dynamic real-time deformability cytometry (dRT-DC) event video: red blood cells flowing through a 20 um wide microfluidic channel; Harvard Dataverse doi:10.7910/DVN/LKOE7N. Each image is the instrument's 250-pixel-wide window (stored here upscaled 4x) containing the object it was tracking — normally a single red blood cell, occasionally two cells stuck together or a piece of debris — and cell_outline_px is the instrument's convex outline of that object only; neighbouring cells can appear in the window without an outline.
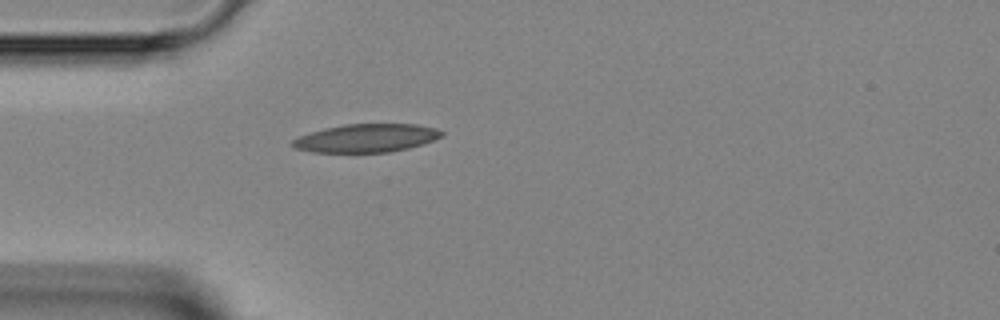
{"species": "Egyptian fruit bat (a non-hibernating species)", "species_latin": "Rousettus aegyptiacus", "temperature_condition": "room temperature", "stored_images_in_passage": 31, "camera_frame_rate_fps": 3000, "um_per_image_px": 0.085, "animal": {"sex": "female"}, "frame": {"image": 1, "passage_image": 1, "time_ms": 0.0, "image_size_px": [1000, 320], "cell_outline_px": [[444, 136], [408, 148], [388, 152], [312, 152], [292, 148], [288, 144], [292, 140], [300, 136], [324, 128], [344, 124], [416, 124], [436, 128], [444, 132]], "centroid_in_image_um": [31.1, 11.74], "position_along_channel_um": 53.9, "area_um2": 24.57}}
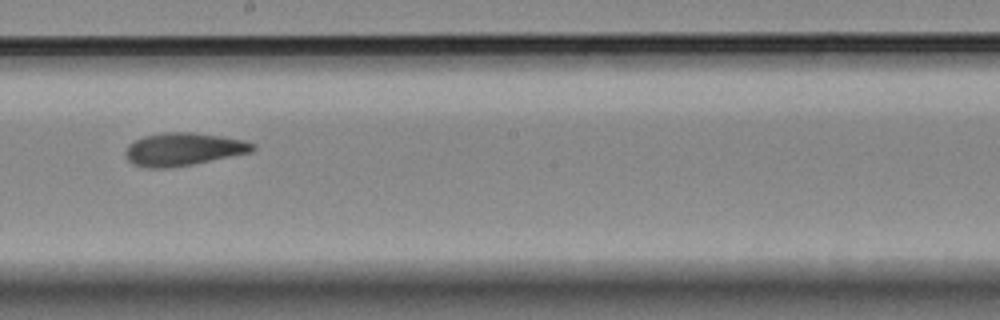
{"frame": {"image": 2, "passage_image": 14, "time_ms": 4.333, "image_size_px": [1000, 320], "cell_outline_px": [[256, 148], [252, 152], [192, 164], [164, 168], [148, 168], [132, 164], [124, 156], [124, 152], [128, 144], [144, 136], [164, 132], [192, 132], [220, 136], [244, 140], [256, 144]], "centroid_in_image_um": [15.57, 12.68], "position_along_channel_um": 232.6, "area_um2": 24.39}}
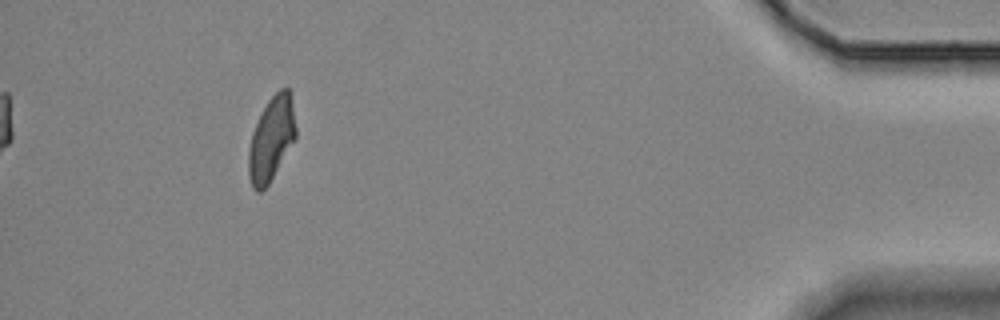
{"frame": {"image": 3, "passage_image": 31, "time_ms": 10.0, "image_size_px": [1000, 320], "cell_outline_px": [[296, 136], [268, 184], [260, 192], [256, 192], [252, 188], [248, 176], [248, 152], [252, 132], [268, 100], [280, 88], [288, 88], [296, 128]], "centroid_in_image_um": [23.03, 11.84], "position_along_channel_um": 412.2, "area_um2": 22.54}}